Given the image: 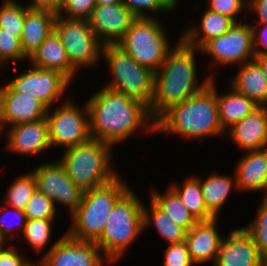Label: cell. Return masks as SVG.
I'll return each instance as SVG.
<instances>
[{"instance_id": "obj_44", "label": "cell", "mask_w": 267, "mask_h": 266, "mask_svg": "<svg viewBox=\"0 0 267 266\" xmlns=\"http://www.w3.org/2000/svg\"><path fill=\"white\" fill-rule=\"evenodd\" d=\"M246 12L257 15L256 23H267V0H247Z\"/></svg>"}, {"instance_id": "obj_8", "label": "cell", "mask_w": 267, "mask_h": 266, "mask_svg": "<svg viewBox=\"0 0 267 266\" xmlns=\"http://www.w3.org/2000/svg\"><path fill=\"white\" fill-rule=\"evenodd\" d=\"M157 18V19H156ZM159 17L136 18L116 43L138 64L156 73L174 47Z\"/></svg>"}, {"instance_id": "obj_48", "label": "cell", "mask_w": 267, "mask_h": 266, "mask_svg": "<svg viewBox=\"0 0 267 266\" xmlns=\"http://www.w3.org/2000/svg\"><path fill=\"white\" fill-rule=\"evenodd\" d=\"M261 266H267V252L261 255Z\"/></svg>"}, {"instance_id": "obj_10", "label": "cell", "mask_w": 267, "mask_h": 266, "mask_svg": "<svg viewBox=\"0 0 267 266\" xmlns=\"http://www.w3.org/2000/svg\"><path fill=\"white\" fill-rule=\"evenodd\" d=\"M73 100L67 98L47 110L49 142L53 149L61 146L66 149L92 139L87 105L81 107Z\"/></svg>"}, {"instance_id": "obj_14", "label": "cell", "mask_w": 267, "mask_h": 266, "mask_svg": "<svg viewBox=\"0 0 267 266\" xmlns=\"http://www.w3.org/2000/svg\"><path fill=\"white\" fill-rule=\"evenodd\" d=\"M42 255L45 266H113L95 242L76 240L66 233Z\"/></svg>"}, {"instance_id": "obj_26", "label": "cell", "mask_w": 267, "mask_h": 266, "mask_svg": "<svg viewBox=\"0 0 267 266\" xmlns=\"http://www.w3.org/2000/svg\"><path fill=\"white\" fill-rule=\"evenodd\" d=\"M228 88V92L226 90L223 94H219L216 88L219 120L225 133L259 107L247 96L235 91L230 86Z\"/></svg>"}, {"instance_id": "obj_17", "label": "cell", "mask_w": 267, "mask_h": 266, "mask_svg": "<svg viewBox=\"0 0 267 266\" xmlns=\"http://www.w3.org/2000/svg\"><path fill=\"white\" fill-rule=\"evenodd\" d=\"M8 127L5 146L7 152H15L17 155L21 154L27 157H38L45 151L49 152V149H52L46 118Z\"/></svg>"}, {"instance_id": "obj_47", "label": "cell", "mask_w": 267, "mask_h": 266, "mask_svg": "<svg viewBox=\"0 0 267 266\" xmlns=\"http://www.w3.org/2000/svg\"><path fill=\"white\" fill-rule=\"evenodd\" d=\"M97 5H115L121 3L120 0H96Z\"/></svg>"}, {"instance_id": "obj_23", "label": "cell", "mask_w": 267, "mask_h": 266, "mask_svg": "<svg viewBox=\"0 0 267 266\" xmlns=\"http://www.w3.org/2000/svg\"><path fill=\"white\" fill-rule=\"evenodd\" d=\"M55 19L56 14L51 11L27 8L20 40L22 50L28 58L54 31Z\"/></svg>"}, {"instance_id": "obj_16", "label": "cell", "mask_w": 267, "mask_h": 266, "mask_svg": "<svg viewBox=\"0 0 267 266\" xmlns=\"http://www.w3.org/2000/svg\"><path fill=\"white\" fill-rule=\"evenodd\" d=\"M137 17L122 3L97 5L87 19L89 27L105 44H116Z\"/></svg>"}, {"instance_id": "obj_15", "label": "cell", "mask_w": 267, "mask_h": 266, "mask_svg": "<svg viewBox=\"0 0 267 266\" xmlns=\"http://www.w3.org/2000/svg\"><path fill=\"white\" fill-rule=\"evenodd\" d=\"M48 108L33 95L14 91L7 83L0 87V137L5 127L45 119Z\"/></svg>"}, {"instance_id": "obj_12", "label": "cell", "mask_w": 267, "mask_h": 266, "mask_svg": "<svg viewBox=\"0 0 267 266\" xmlns=\"http://www.w3.org/2000/svg\"><path fill=\"white\" fill-rule=\"evenodd\" d=\"M18 76L6 83L16 92L37 97L48 109L60 103L71 81L61 72L42 69L28 64ZM56 103V104H55Z\"/></svg>"}, {"instance_id": "obj_41", "label": "cell", "mask_w": 267, "mask_h": 266, "mask_svg": "<svg viewBox=\"0 0 267 266\" xmlns=\"http://www.w3.org/2000/svg\"><path fill=\"white\" fill-rule=\"evenodd\" d=\"M164 253V266H194L185 241L168 244Z\"/></svg>"}, {"instance_id": "obj_52", "label": "cell", "mask_w": 267, "mask_h": 266, "mask_svg": "<svg viewBox=\"0 0 267 266\" xmlns=\"http://www.w3.org/2000/svg\"><path fill=\"white\" fill-rule=\"evenodd\" d=\"M4 63L0 60V67L2 68V66L5 68V65H3Z\"/></svg>"}, {"instance_id": "obj_36", "label": "cell", "mask_w": 267, "mask_h": 266, "mask_svg": "<svg viewBox=\"0 0 267 266\" xmlns=\"http://www.w3.org/2000/svg\"><path fill=\"white\" fill-rule=\"evenodd\" d=\"M137 18L156 17V14L175 11L169 0H120ZM149 12V13H148ZM150 14V15H149ZM155 14V15H151Z\"/></svg>"}, {"instance_id": "obj_27", "label": "cell", "mask_w": 267, "mask_h": 266, "mask_svg": "<svg viewBox=\"0 0 267 266\" xmlns=\"http://www.w3.org/2000/svg\"><path fill=\"white\" fill-rule=\"evenodd\" d=\"M203 200L207 210L215 217L224 207L232 190L237 189L235 175L213 172L202 180L200 177Z\"/></svg>"}, {"instance_id": "obj_9", "label": "cell", "mask_w": 267, "mask_h": 266, "mask_svg": "<svg viewBox=\"0 0 267 266\" xmlns=\"http://www.w3.org/2000/svg\"><path fill=\"white\" fill-rule=\"evenodd\" d=\"M54 32L64 45L71 67L77 72L95 67L102 58L104 44L97 38L84 19L56 15Z\"/></svg>"}, {"instance_id": "obj_34", "label": "cell", "mask_w": 267, "mask_h": 266, "mask_svg": "<svg viewBox=\"0 0 267 266\" xmlns=\"http://www.w3.org/2000/svg\"><path fill=\"white\" fill-rule=\"evenodd\" d=\"M0 205V235L1 238L8 244L15 238L19 241L21 233L27 223V217L23 210L16 209L10 206ZM9 210V211H8ZM6 211V212H5ZM4 213H7V218L4 219ZM12 215H11V214ZM11 215V217H10ZM13 216V217H12ZM11 221V222H10ZM12 223V224H11ZM14 223V224H13ZM16 229H15V228ZM19 228V230H17ZM19 232V233H18ZM18 236V237H15Z\"/></svg>"}, {"instance_id": "obj_2", "label": "cell", "mask_w": 267, "mask_h": 266, "mask_svg": "<svg viewBox=\"0 0 267 266\" xmlns=\"http://www.w3.org/2000/svg\"><path fill=\"white\" fill-rule=\"evenodd\" d=\"M178 41L155 73L154 96L149 107L155 121L173 105L204 89L216 76L209 72L199 84L195 55L201 50L188 45L181 37Z\"/></svg>"}, {"instance_id": "obj_7", "label": "cell", "mask_w": 267, "mask_h": 266, "mask_svg": "<svg viewBox=\"0 0 267 266\" xmlns=\"http://www.w3.org/2000/svg\"><path fill=\"white\" fill-rule=\"evenodd\" d=\"M111 73L104 87L145 103L148 107L154 96L155 73L138 64L116 44H105L102 50Z\"/></svg>"}, {"instance_id": "obj_19", "label": "cell", "mask_w": 267, "mask_h": 266, "mask_svg": "<svg viewBox=\"0 0 267 266\" xmlns=\"http://www.w3.org/2000/svg\"><path fill=\"white\" fill-rule=\"evenodd\" d=\"M214 218L209 221H198L186 233L185 243L189 255L194 264L202 265L204 262L213 266L216 263L218 252L220 250L223 235L221 236L217 229V220Z\"/></svg>"}, {"instance_id": "obj_22", "label": "cell", "mask_w": 267, "mask_h": 266, "mask_svg": "<svg viewBox=\"0 0 267 266\" xmlns=\"http://www.w3.org/2000/svg\"><path fill=\"white\" fill-rule=\"evenodd\" d=\"M200 17L198 26L192 20L181 32V38L197 49H201L211 39L224 35L235 23L233 19L208 9Z\"/></svg>"}, {"instance_id": "obj_4", "label": "cell", "mask_w": 267, "mask_h": 266, "mask_svg": "<svg viewBox=\"0 0 267 266\" xmlns=\"http://www.w3.org/2000/svg\"><path fill=\"white\" fill-rule=\"evenodd\" d=\"M113 145L91 139L90 141L63 149L58 159L67 176L80 189L87 191L105 185L119 176L112 165L116 160ZM114 160V161H113Z\"/></svg>"}, {"instance_id": "obj_21", "label": "cell", "mask_w": 267, "mask_h": 266, "mask_svg": "<svg viewBox=\"0 0 267 266\" xmlns=\"http://www.w3.org/2000/svg\"><path fill=\"white\" fill-rule=\"evenodd\" d=\"M235 164L234 175L239 192H264L267 181V148L247 151Z\"/></svg>"}, {"instance_id": "obj_42", "label": "cell", "mask_w": 267, "mask_h": 266, "mask_svg": "<svg viewBox=\"0 0 267 266\" xmlns=\"http://www.w3.org/2000/svg\"><path fill=\"white\" fill-rule=\"evenodd\" d=\"M10 243L9 247L3 245L0 247V266H27L31 259L27 258V255L19 254L21 250L17 249ZM26 257V258H24Z\"/></svg>"}, {"instance_id": "obj_49", "label": "cell", "mask_w": 267, "mask_h": 266, "mask_svg": "<svg viewBox=\"0 0 267 266\" xmlns=\"http://www.w3.org/2000/svg\"><path fill=\"white\" fill-rule=\"evenodd\" d=\"M262 196H263L262 198H266L267 199V181H266L264 193H263Z\"/></svg>"}, {"instance_id": "obj_39", "label": "cell", "mask_w": 267, "mask_h": 266, "mask_svg": "<svg viewBox=\"0 0 267 266\" xmlns=\"http://www.w3.org/2000/svg\"><path fill=\"white\" fill-rule=\"evenodd\" d=\"M96 6V0H63L57 15L60 17L87 20Z\"/></svg>"}, {"instance_id": "obj_1", "label": "cell", "mask_w": 267, "mask_h": 266, "mask_svg": "<svg viewBox=\"0 0 267 266\" xmlns=\"http://www.w3.org/2000/svg\"><path fill=\"white\" fill-rule=\"evenodd\" d=\"M85 103L89 112L91 138L94 140L114 146L131 138L138 129L146 131V134L156 133L155 120L145 103L104 85Z\"/></svg>"}, {"instance_id": "obj_20", "label": "cell", "mask_w": 267, "mask_h": 266, "mask_svg": "<svg viewBox=\"0 0 267 266\" xmlns=\"http://www.w3.org/2000/svg\"><path fill=\"white\" fill-rule=\"evenodd\" d=\"M245 152L267 148V106H259L226 132Z\"/></svg>"}, {"instance_id": "obj_25", "label": "cell", "mask_w": 267, "mask_h": 266, "mask_svg": "<svg viewBox=\"0 0 267 266\" xmlns=\"http://www.w3.org/2000/svg\"><path fill=\"white\" fill-rule=\"evenodd\" d=\"M228 85L258 106H267V77L255 60L240 64L237 74L228 80Z\"/></svg>"}, {"instance_id": "obj_3", "label": "cell", "mask_w": 267, "mask_h": 266, "mask_svg": "<svg viewBox=\"0 0 267 266\" xmlns=\"http://www.w3.org/2000/svg\"><path fill=\"white\" fill-rule=\"evenodd\" d=\"M216 78L182 103L170 107L155 121V132L176 134L184 139L224 136L216 101Z\"/></svg>"}, {"instance_id": "obj_24", "label": "cell", "mask_w": 267, "mask_h": 266, "mask_svg": "<svg viewBox=\"0 0 267 266\" xmlns=\"http://www.w3.org/2000/svg\"><path fill=\"white\" fill-rule=\"evenodd\" d=\"M31 65L64 74L71 82L77 72L71 67L66 49L53 31L28 58Z\"/></svg>"}, {"instance_id": "obj_29", "label": "cell", "mask_w": 267, "mask_h": 266, "mask_svg": "<svg viewBox=\"0 0 267 266\" xmlns=\"http://www.w3.org/2000/svg\"><path fill=\"white\" fill-rule=\"evenodd\" d=\"M184 183L181 185L177 183L171 184L170 187L180 198L181 202L188 209V211L198 220V221H209L215 217L207 210L202 189L200 186V176L192 175L185 178Z\"/></svg>"}, {"instance_id": "obj_28", "label": "cell", "mask_w": 267, "mask_h": 266, "mask_svg": "<svg viewBox=\"0 0 267 266\" xmlns=\"http://www.w3.org/2000/svg\"><path fill=\"white\" fill-rule=\"evenodd\" d=\"M151 208V209H150ZM150 208L143 207L144 232L151 225L167 244L185 241L187 231L171 220L170 216L160 209L151 199ZM149 210V211H148Z\"/></svg>"}, {"instance_id": "obj_33", "label": "cell", "mask_w": 267, "mask_h": 266, "mask_svg": "<svg viewBox=\"0 0 267 266\" xmlns=\"http://www.w3.org/2000/svg\"><path fill=\"white\" fill-rule=\"evenodd\" d=\"M27 8L18 0H3L0 5V28H2V32L14 33L20 38Z\"/></svg>"}, {"instance_id": "obj_38", "label": "cell", "mask_w": 267, "mask_h": 266, "mask_svg": "<svg viewBox=\"0 0 267 266\" xmlns=\"http://www.w3.org/2000/svg\"><path fill=\"white\" fill-rule=\"evenodd\" d=\"M26 59L28 60V57L22 50L20 38L14 33L2 32L0 28V60L4 65H16L20 61H27Z\"/></svg>"}, {"instance_id": "obj_40", "label": "cell", "mask_w": 267, "mask_h": 266, "mask_svg": "<svg viewBox=\"0 0 267 266\" xmlns=\"http://www.w3.org/2000/svg\"><path fill=\"white\" fill-rule=\"evenodd\" d=\"M206 4L208 10L225 15L235 22H241L236 16L247 10V0H207Z\"/></svg>"}, {"instance_id": "obj_5", "label": "cell", "mask_w": 267, "mask_h": 266, "mask_svg": "<svg viewBox=\"0 0 267 266\" xmlns=\"http://www.w3.org/2000/svg\"><path fill=\"white\" fill-rule=\"evenodd\" d=\"M129 189L114 205L101 237L95 242L114 265L144 231V203Z\"/></svg>"}, {"instance_id": "obj_35", "label": "cell", "mask_w": 267, "mask_h": 266, "mask_svg": "<svg viewBox=\"0 0 267 266\" xmlns=\"http://www.w3.org/2000/svg\"><path fill=\"white\" fill-rule=\"evenodd\" d=\"M251 235L259 253L262 255L267 252V199L263 198L255 218L243 226Z\"/></svg>"}, {"instance_id": "obj_31", "label": "cell", "mask_w": 267, "mask_h": 266, "mask_svg": "<svg viewBox=\"0 0 267 266\" xmlns=\"http://www.w3.org/2000/svg\"><path fill=\"white\" fill-rule=\"evenodd\" d=\"M54 221L55 219H27L26 226L20 235L21 241L24 240L29 247L31 246L35 254L41 255L52 237Z\"/></svg>"}, {"instance_id": "obj_32", "label": "cell", "mask_w": 267, "mask_h": 266, "mask_svg": "<svg viewBox=\"0 0 267 266\" xmlns=\"http://www.w3.org/2000/svg\"><path fill=\"white\" fill-rule=\"evenodd\" d=\"M35 176L29 170L28 173L17 177L15 182L6 190L4 205L24 210L31 196L36 191Z\"/></svg>"}, {"instance_id": "obj_46", "label": "cell", "mask_w": 267, "mask_h": 266, "mask_svg": "<svg viewBox=\"0 0 267 266\" xmlns=\"http://www.w3.org/2000/svg\"><path fill=\"white\" fill-rule=\"evenodd\" d=\"M254 60L258 63L263 74L267 77V55H255Z\"/></svg>"}, {"instance_id": "obj_43", "label": "cell", "mask_w": 267, "mask_h": 266, "mask_svg": "<svg viewBox=\"0 0 267 266\" xmlns=\"http://www.w3.org/2000/svg\"><path fill=\"white\" fill-rule=\"evenodd\" d=\"M255 55H267V23L250 24Z\"/></svg>"}, {"instance_id": "obj_50", "label": "cell", "mask_w": 267, "mask_h": 266, "mask_svg": "<svg viewBox=\"0 0 267 266\" xmlns=\"http://www.w3.org/2000/svg\"><path fill=\"white\" fill-rule=\"evenodd\" d=\"M175 7L180 3V0H169Z\"/></svg>"}, {"instance_id": "obj_45", "label": "cell", "mask_w": 267, "mask_h": 266, "mask_svg": "<svg viewBox=\"0 0 267 266\" xmlns=\"http://www.w3.org/2000/svg\"><path fill=\"white\" fill-rule=\"evenodd\" d=\"M63 0H31L30 4L26 6L31 9L48 10L57 15Z\"/></svg>"}, {"instance_id": "obj_30", "label": "cell", "mask_w": 267, "mask_h": 266, "mask_svg": "<svg viewBox=\"0 0 267 266\" xmlns=\"http://www.w3.org/2000/svg\"><path fill=\"white\" fill-rule=\"evenodd\" d=\"M166 191V193L162 194L156 189L152 190L149 198L167 213L172 221L189 231L198 220L188 211L179 196L170 187Z\"/></svg>"}, {"instance_id": "obj_13", "label": "cell", "mask_w": 267, "mask_h": 266, "mask_svg": "<svg viewBox=\"0 0 267 266\" xmlns=\"http://www.w3.org/2000/svg\"><path fill=\"white\" fill-rule=\"evenodd\" d=\"M35 176L36 189L53 200L57 209L61 204L69 209L71 216L80 206L84 191L67 176L64 166L55 160L31 169ZM57 205V206H56Z\"/></svg>"}, {"instance_id": "obj_37", "label": "cell", "mask_w": 267, "mask_h": 266, "mask_svg": "<svg viewBox=\"0 0 267 266\" xmlns=\"http://www.w3.org/2000/svg\"><path fill=\"white\" fill-rule=\"evenodd\" d=\"M23 211L27 219H55L58 210L52 199L36 190Z\"/></svg>"}, {"instance_id": "obj_51", "label": "cell", "mask_w": 267, "mask_h": 266, "mask_svg": "<svg viewBox=\"0 0 267 266\" xmlns=\"http://www.w3.org/2000/svg\"><path fill=\"white\" fill-rule=\"evenodd\" d=\"M3 245H8L6 244V242L1 238V235H0V247H2Z\"/></svg>"}, {"instance_id": "obj_6", "label": "cell", "mask_w": 267, "mask_h": 266, "mask_svg": "<svg viewBox=\"0 0 267 266\" xmlns=\"http://www.w3.org/2000/svg\"><path fill=\"white\" fill-rule=\"evenodd\" d=\"M130 188L118 176L105 185L84 191L80 206L70 216L71 226L64 233L76 240L96 242L103 233L112 208Z\"/></svg>"}, {"instance_id": "obj_11", "label": "cell", "mask_w": 267, "mask_h": 266, "mask_svg": "<svg viewBox=\"0 0 267 266\" xmlns=\"http://www.w3.org/2000/svg\"><path fill=\"white\" fill-rule=\"evenodd\" d=\"M246 22H235L224 35L208 41L200 52L209 55L214 66H239L254 60L253 32Z\"/></svg>"}, {"instance_id": "obj_18", "label": "cell", "mask_w": 267, "mask_h": 266, "mask_svg": "<svg viewBox=\"0 0 267 266\" xmlns=\"http://www.w3.org/2000/svg\"><path fill=\"white\" fill-rule=\"evenodd\" d=\"M214 266H261V254L243 227L223 237Z\"/></svg>"}]
</instances>
